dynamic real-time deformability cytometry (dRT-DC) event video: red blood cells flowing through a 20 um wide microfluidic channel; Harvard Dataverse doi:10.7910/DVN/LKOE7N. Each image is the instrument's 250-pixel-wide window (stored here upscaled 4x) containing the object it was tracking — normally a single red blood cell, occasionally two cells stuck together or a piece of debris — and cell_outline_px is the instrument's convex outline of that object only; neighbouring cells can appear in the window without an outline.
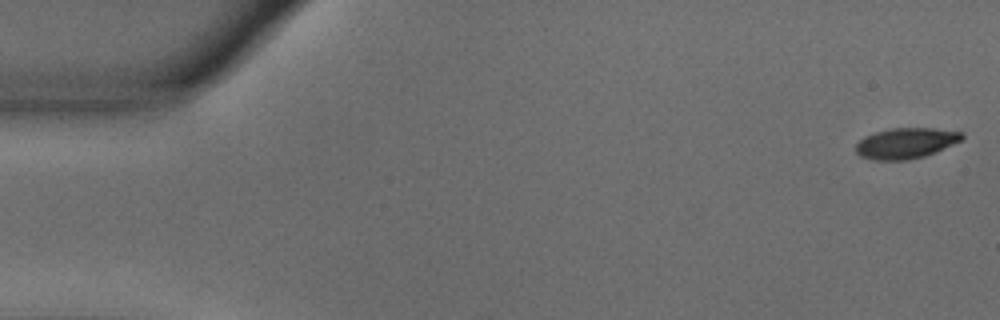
{"species": "common noctule bat (a hibernating species)", "species_latin": "Nyctalus noctula", "temperature_condition": "warm", "stored_images_in_passage": 55, "camera_frame_rate_fps": 3000, "um_per_image_px": 0.085, "animal": {"sex": "male", "body_mass_g": 18.8}, "frame": {"image": 1, "passage_image": 1, "time_ms": 0.0, "image_size_px": [1000, 320], "cell_outline_px": [[964, 136], [960, 140], [952, 144], [924, 156], [908, 160], [876, 160], [860, 156], [856, 152], [856, 144], [864, 136], [888, 128], [932, 128], [964, 132]], "centroid_in_image_um": [76.97, 12.16], "position_along_channel_um": 8.0, "area_um2": 18.79}}
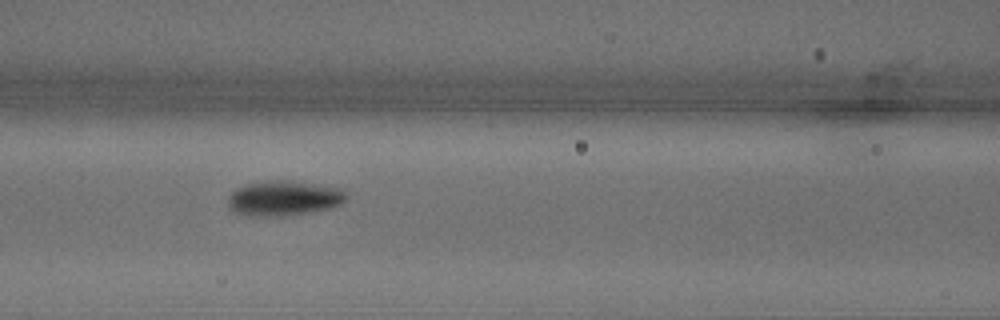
{"frame": {"image": 2, "passage_image": 23, "time_ms": 7.333, "image_size_px": [1000, 320], "cell_outline_px": [[348, 200], [332, 208], [312, 212], [276, 216], [244, 216], [232, 212], [228, 204], [228, 196], [236, 188], [244, 184], [276, 180], [280, 180], [340, 188], [348, 196]], "centroid_in_image_um": [24.09, 16.87], "position_along_channel_um": 142.5, "area_um2": 24.1}}
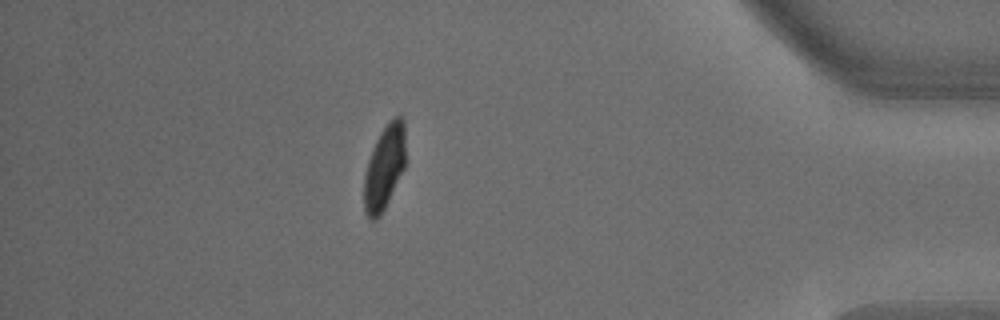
{"frame": {"image": 3, "passage_image": 48, "time_ms": 15.667, "image_size_px": [1000, 320], "cell_outline_px": [[404, 168], [380, 216], [376, 220], [368, 220], [364, 212], [364, 176], [368, 160], [372, 148], [380, 132], [388, 120], [392, 116], [400, 116], [404, 120]], "centroid_in_image_um": [32.64, 14.22], "position_along_channel_um": 402.6, "area_um2": 20.35}, "authors_computed_cell_mechanics": {"area_um2": 21.0392, "velocity_mm_per_s": 3.6519, "shape_relaxation_time_tau1_ms": 2.4046, "shape_relaxation_time_tau2_ms": null, "deformation_change_tau1": 0.1516, "deformation_change_tau2": null}}